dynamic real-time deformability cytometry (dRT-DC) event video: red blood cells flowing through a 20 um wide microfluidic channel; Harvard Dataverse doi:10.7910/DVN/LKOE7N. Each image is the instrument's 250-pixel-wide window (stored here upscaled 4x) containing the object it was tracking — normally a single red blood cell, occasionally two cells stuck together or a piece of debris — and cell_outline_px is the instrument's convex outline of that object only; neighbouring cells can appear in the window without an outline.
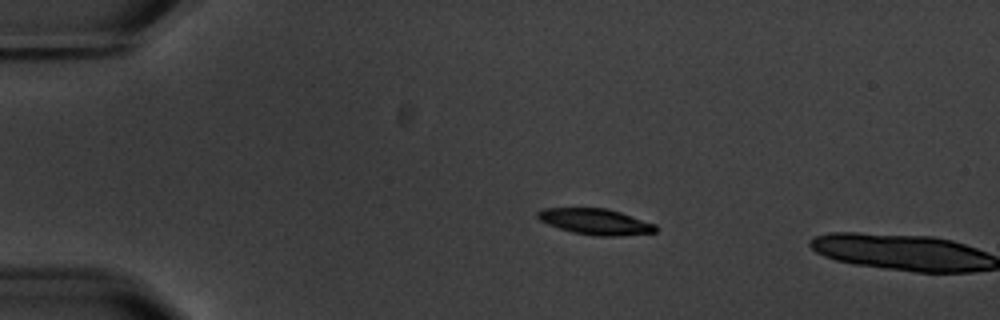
{"species": "common noctule bat (a hibernating species)", "species_latin": "Nyctalus noctula", "temperature_condition": "warm", "stored_images_in_passage": 4, "camera_frame_rate_fps": 3000, "um_per_image_px": 0.085, "animal": {"sex": "male", "body_mass_g": 20.1, "forearm_length_mm": 53.5}, "frame": {"image": 1, "passage_image": 3, "time_ms": 2.333, "image_size_px": [1000, 320], "cell_outline_px": [[656, 232], [620, 236], [596, 236], [572, 232], [548, 224], [540, 220], [536, 216], [536, 212], [544, 208], [608, 208], [656, 224]], "centroid_in_image_um": [50.61, 18.84], "position_along_channel_um": 34.4, "area_um2": 17.8}}